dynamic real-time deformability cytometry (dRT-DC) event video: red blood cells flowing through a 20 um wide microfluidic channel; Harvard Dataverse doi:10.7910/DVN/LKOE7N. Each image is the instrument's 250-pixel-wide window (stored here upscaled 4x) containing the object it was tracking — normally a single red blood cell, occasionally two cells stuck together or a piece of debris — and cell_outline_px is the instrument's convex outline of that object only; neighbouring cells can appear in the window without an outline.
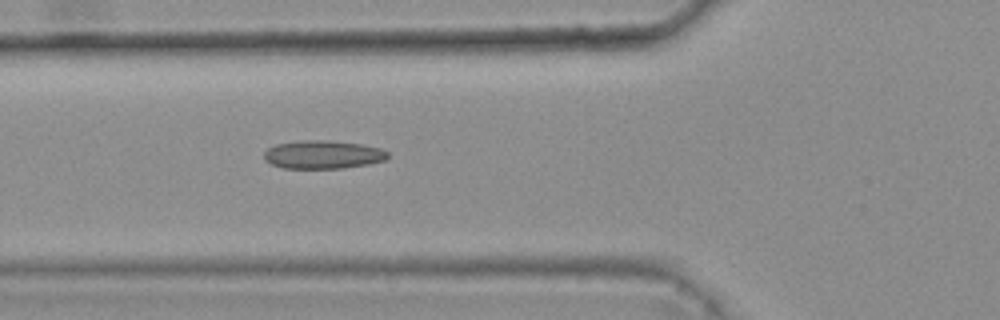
{"species": "common noctule bat (a hibernating species)", "species_latin": "Nyctalus noctula", "temperature_condition": "warm", "stored_images_in_passage": 5, "camera_frame_rate_fps": 3000, "um_per_image_px": 0.085, "animal": {"sex": "female", "body_mass_g": 25.1}, "frame": {"image": 1, "passage_image": 5, "time_ms": 1.333, "image_size_px": [1000, 320], "cell_outline_px": [[388, 156], [384, 160], [368, 164], [340, 168], [284, 168], [272, 164], [264, 160], [264, 152], [268, 148], [276, 144], [300, 140], [328, 140], [360, 144], [380, 148], [388, 152]], "centroid_in_image_um": [27.42, 13.13], "position_along_channel_um": 98.4, "area_um2": 20.29}}